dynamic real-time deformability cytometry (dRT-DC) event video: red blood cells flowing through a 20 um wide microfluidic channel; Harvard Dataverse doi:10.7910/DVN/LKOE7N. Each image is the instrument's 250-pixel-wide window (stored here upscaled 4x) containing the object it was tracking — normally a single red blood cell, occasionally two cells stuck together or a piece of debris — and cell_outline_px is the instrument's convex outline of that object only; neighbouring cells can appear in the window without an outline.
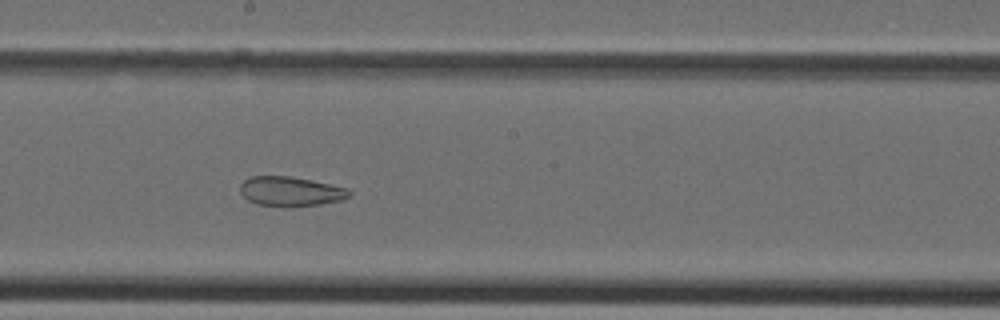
{"species": "Egyptian fruit bat (a non-hibernating species)", "species_latin": "Rousettus aegyptiacus", "temperature_condition": "cold", "stored_images_in_passage": 35, "camera_frame_rate_fps": 3000, "um_per_image_px": 0.085, "animal": {"sex": "female"}, "frame": {"image": 1, "passage_image": 20, "time_ms": 6.333, "image_size_px": [1000, 320], "cell_outline_px": [[352, 196], [340, 200], [320, 204], [284, 208], [256, 204], [248, 200], [240, 192], [240, 184], [248, 176], [288, 176], [348, 188], [352, 192]], "centroid_in_image_um": [24.67, 16.29], "position_along_channel_um": 223.5, "area_um2": 18.96}}
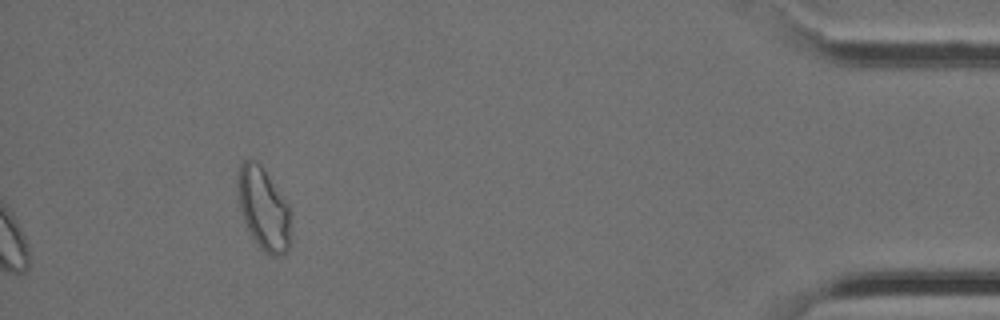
{"frame": {"image": 2, "passage_image": 35, "time_ms": 11.333, "image_size_px": [1000, 320], "cell_outline_px": [[288, 252], [280, 256], [268, 256], [260, 248], [252, 236], [244, 220], [240, 208], [236, 188], [236, 180], [240, 164], [244, 160], [256, 160], [260, 164], [288, 204]], "centroid_in_image_um": [22.35, 17.73], "position_along_channel_um": 412.9, "area_um2": 25.09}}